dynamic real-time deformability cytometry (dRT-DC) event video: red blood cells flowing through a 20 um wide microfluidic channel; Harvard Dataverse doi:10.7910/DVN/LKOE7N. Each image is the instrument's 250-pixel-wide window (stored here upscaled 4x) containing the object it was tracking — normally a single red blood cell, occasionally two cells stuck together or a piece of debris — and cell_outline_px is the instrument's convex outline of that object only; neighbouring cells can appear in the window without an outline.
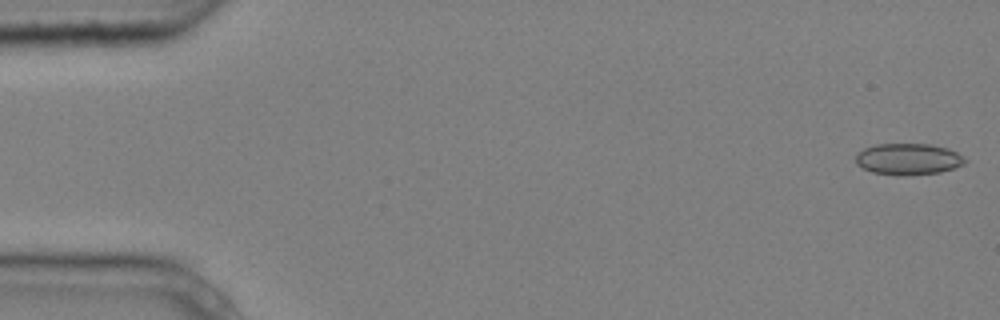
{"species": "common noctule bat (a hibernating species)", "species_latin": "Nyctalus noctula", "temperature_condition": "cold", "stored_images_in_passage": 4, "camera_frame_rate_fps": 3000, "um_per_image_px": 0.085, "animal": {"sex": "male", "body_mass_g": 20.4}, "frame": {"image": 1, "passage_image": 1, "time_ms": 0.0, "image_size_px": [1000, 320], "cell_outline_px": [[968, 160], [964, 164], [940, 172], [904, 176], [896, 176], [872, 172], [856, 164], [856, 152], [864, 148], [876, 144], [932, 144], [948, 148], [964, 156]], "centroid_in_image_um": [77.2, 13.52], "position_along_channel_um": 7.8, "area_um2": 20.23}}